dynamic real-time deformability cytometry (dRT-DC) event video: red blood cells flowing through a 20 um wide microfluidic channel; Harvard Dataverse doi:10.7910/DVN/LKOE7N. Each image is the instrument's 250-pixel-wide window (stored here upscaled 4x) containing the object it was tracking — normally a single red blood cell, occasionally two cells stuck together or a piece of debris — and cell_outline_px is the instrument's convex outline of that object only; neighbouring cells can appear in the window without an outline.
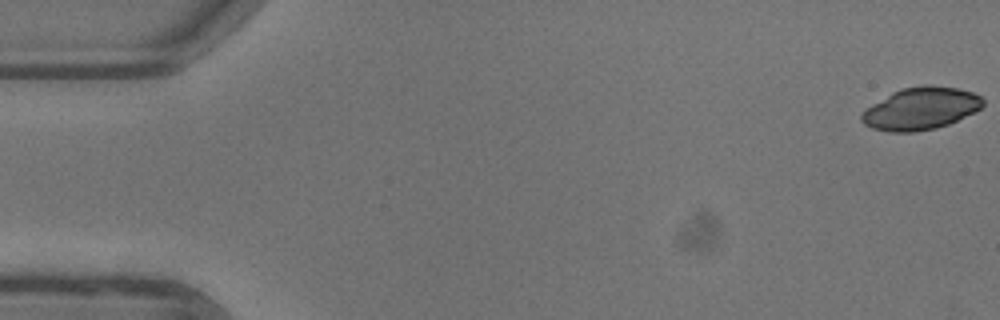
{"species": "common noctule bat (a hibernating species)", "species_latin": "Nyctalus noctula", "temperature_condition": "warm", "stored_images_in_passage": 52, "camera_frame_rate_fps": 3000, "um_per_image_px": 0.085, "animal": {"sex": "female"}, "frame": {"image": 1, "passage_image": 1, "time_ms": 0.0, "image_size_px": [1000, 320], "cell_outline_px": [[984, 104], [980, 108], [948, 124], [936, 128], [912, 132], [888, 132], [872, 128], [864, 124], [860, 120], [860, 116], [872, 104], [892, 92], [900, 88], [924, 84], [928, 84], [956, 88], [972, 92], [980, 96], [984, 100]], "centroid_in_image_um": [78.24, 9.22], "position_along_channel_um": 6.8, "area_um2": 29.77}}